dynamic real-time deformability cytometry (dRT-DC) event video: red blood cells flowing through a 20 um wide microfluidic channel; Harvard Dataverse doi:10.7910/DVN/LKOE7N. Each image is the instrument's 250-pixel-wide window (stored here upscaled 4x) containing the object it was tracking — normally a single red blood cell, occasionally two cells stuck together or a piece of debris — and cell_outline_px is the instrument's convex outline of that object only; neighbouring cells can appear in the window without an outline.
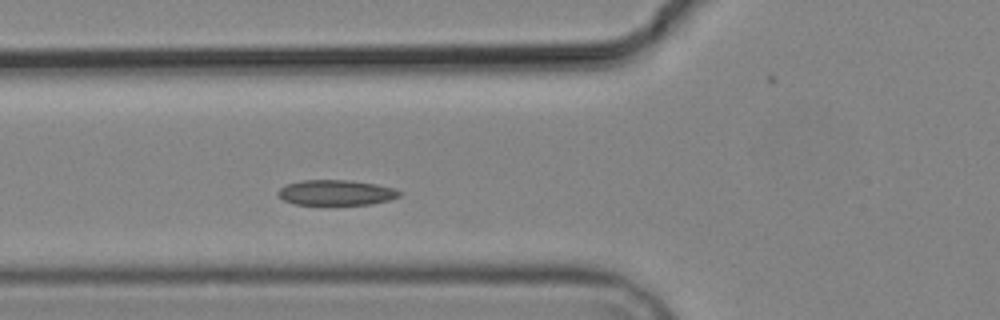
{"species": "common noctule bat (a hibernating species)", "species_latin": "Nyctalus noctula", "temperature_condition": "cold", "stored_images_in_passage": 5, "segment_of_instrument_passage": [1, 2], "camera_frame_rate_fps": 3000, "um_per_image_px": 0.085, "animal": {"sex": "male", "body_mass_g": 19.2, "forearm_length_mm": 51.8}, "frame": {"image": 1, "passage_image": 4, "time_ms": 3.333, "image_size_px": [1000, 320], "cell_outline_px": [[400, 196], [388, 200], [372, 204], [292, 204], [284, 200], [276, 192], [284, 184], [300, 180], [348, 180], [376, 184], [396, 188], [400, 192]], "centroid_in_image_um": [28.54, 16.36], "position_along_channel_um": 97.3, "area_um2": 17.92}}